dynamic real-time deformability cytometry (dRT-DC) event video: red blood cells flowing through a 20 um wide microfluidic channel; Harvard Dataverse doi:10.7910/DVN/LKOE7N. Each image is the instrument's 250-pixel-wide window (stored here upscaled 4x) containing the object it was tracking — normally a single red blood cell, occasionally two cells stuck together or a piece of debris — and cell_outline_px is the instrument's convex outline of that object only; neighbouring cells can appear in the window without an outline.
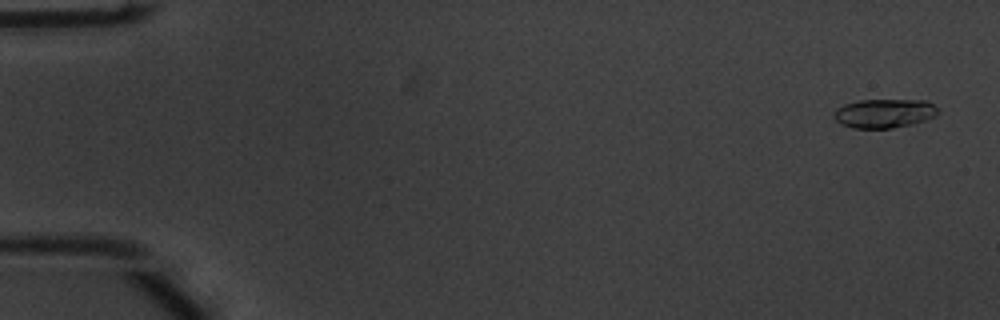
{"species": "common noctule bat (a hibernating species)", "species_latin": "Nyctalus noctula", "temperature_condition": "warm", "stored_images_in_passage": 55, "camera_frame_rate_fps": 3000, "um_per_image_px": 0.085, "animal": {"sex": "male", "body_mass_g": 20.1, "forearm_length_mm": 53.5}, "frame": {"image": 1, "passage_image": 3, "time_ms": 0.667, "image_size_px": [1000, 320], "cell_outline_px": [[940, 112], [936, 116], [912, 124], [892, 128], [852, 128], [840, 124], [832, 116], [832, 112], [836, 108], [844, 104], [860, 100], [928, 100]], "centroid_in_image_um": [75.13, 9.63], "position_along_channel_um": 9.9, "area_um2": 17.74}}
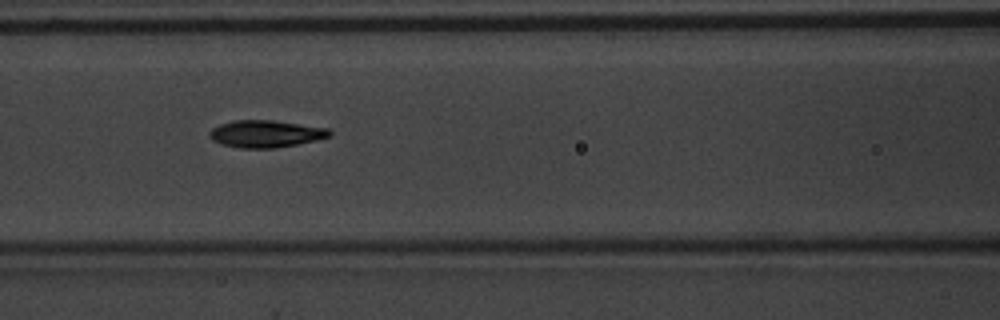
{"frame": {"image": 2, "passage_image": 25, "time_ms": 8.0, "image_size_px": [1000, 320], "cell_outline_px": [[332, 136], [316, 140], [276, 148], [240, 148], [220, 144], [212, 140], [208, 132], [212, 128], [220, 124], [232, 120], [272, 120], [328, 128], [332, 132]], "centroid_in_image_um": [22.57, 11.37], "position_along_channel_um": 144.0, "area_um2": 19.07}}
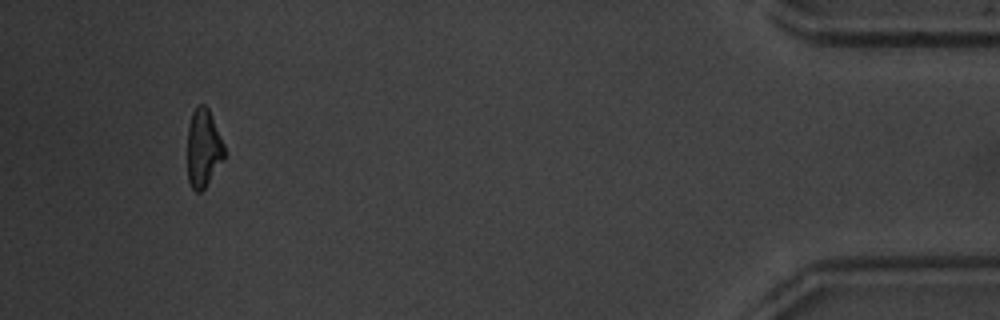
{"frame": {"image": 3, "passage_image": 52, "time_ms": 17.0, "image_size_px": [1000, 320], "cell_outline_px": [[224, 160], [204, 188], [200, 192], [196, 192], [192, 188], [188, 180], [188, 124], [192, 112], [200, 104], [204, 104], [208, 108], [224, 144]], "centroid_in_image_um": [17.28, 12.6], "position_along_channel_um": 417.9, "area_um2": 16.7}, "authors_computed_cell_mechanics": {"area_um2": 17.8602, "velocity_mm_per_s": 3.7895, "shape_relaxation_time_tau1_ms": 2.6346, "shape_relaxation_time_tau2_ms": 2.1578, "deformation_change_tau1": 0.1578, "deformation_change_tau2": 0.0862}}